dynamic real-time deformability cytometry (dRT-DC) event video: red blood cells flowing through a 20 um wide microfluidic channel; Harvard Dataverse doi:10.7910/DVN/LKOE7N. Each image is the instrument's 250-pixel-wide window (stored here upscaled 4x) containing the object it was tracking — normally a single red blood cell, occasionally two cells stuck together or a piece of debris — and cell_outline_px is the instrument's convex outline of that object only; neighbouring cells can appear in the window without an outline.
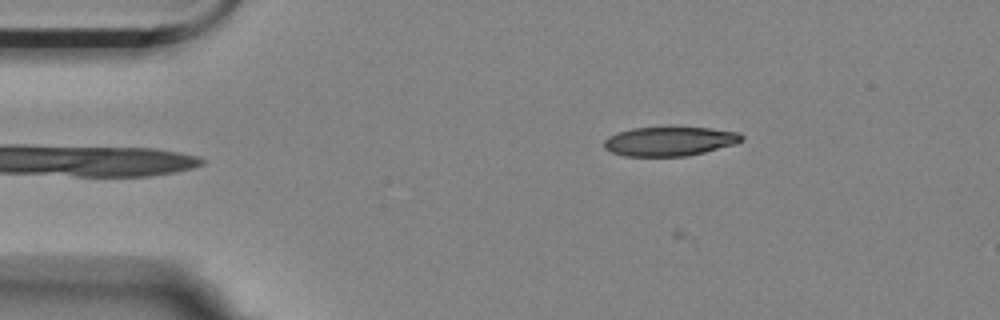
{"species": "Egyptian fruit bat (a non-hibernating species)", "species_latin": "Rousettus aegyptiacus", "temperature_condition": "room temperature", "stored_images_in_passage": 3, "camera_frame_rate_fps": 3000, "um_per_image_px": 0.085, "animal": {"sex": "female"}, "frame": {"image": 1, "passage_image": 1, "time_ms": 0.0, "image_size_px": [1000, 320], "cell_outline_px": [[744, 140], [736, 144], [688, 156], [624, 156], [612, 152], [604, 148], [604, 140], [608, 136], [616, 132], [632, 128], [708, 128], [740, 132], [744, 136]], "centroid_in_image_um": [56.93, 12.01], "position_along_channel_um": 28.1, "area_um2": 23.41}}